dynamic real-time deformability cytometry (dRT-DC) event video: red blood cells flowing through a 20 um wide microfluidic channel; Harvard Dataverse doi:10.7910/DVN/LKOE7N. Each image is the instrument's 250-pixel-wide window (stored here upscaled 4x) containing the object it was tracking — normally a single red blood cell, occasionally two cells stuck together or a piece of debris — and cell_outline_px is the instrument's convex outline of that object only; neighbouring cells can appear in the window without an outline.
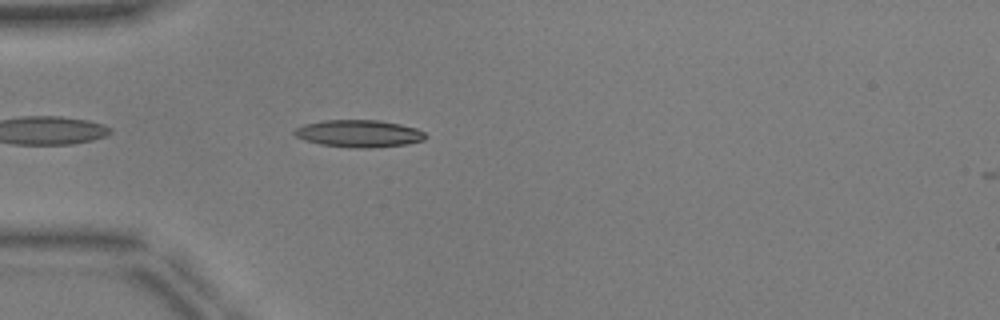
{"species": "common noctule bat (a hibernating species)", "species_latin": "Nyctalus noctula", "temperature_condition": "warm", "stored_images_in_passage": 36, "camera_frame_rate_fps": 3000, "um_per_image_px": 0.085, "animal": {"sex": "male", "body_mass_g": 17.9, "forearm_length_mm": 54.2}, "frame": {"image": 1, "passage_image": 4, "time_ms": 1.0, "image_size_px": [1000, 320], "cell_outline_px": [[428, 136], [424, 140], [408, 144], [368, 148], [352, 148], [320, 144], [304, 140], [296, 136], [292, 132], [296, 128], [304, 124], [324, 120], [380, 120], [400, 124], [416, 128], [424, 132]], "centroid_in_image_um": [30.52, 11.35], "position_along_channel_um": 54.5, "area_um2": 20.92}}
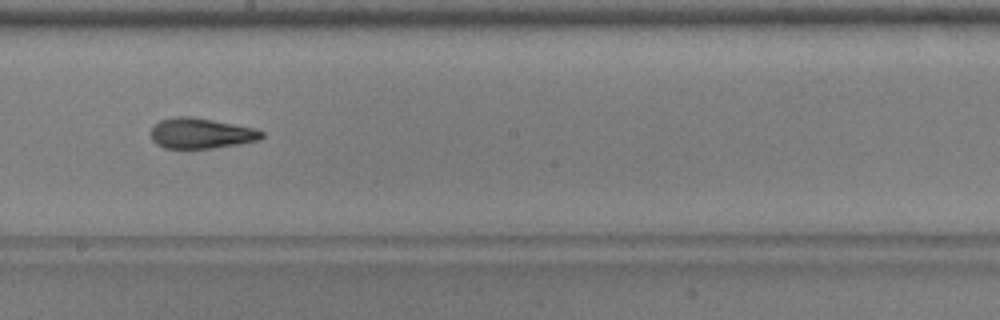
{"frame": {"image": 2, "passage_image": 18, "time_ms": 5.667, "image_size_px": [1000, 320], "cell_outline_px": [[264, 136], [260, 140], [240, 144], [212, 148], [164, 148], [156, 144], [152, 140], [152, 124], [160, 120], [176, 116], [188, 116], [212, 120], [256, 128], [264, 132]], "centroid_in_image_um": [17.1, 11.33], "position_along_channel_um": 231.1, "area_um2": 19.77}}
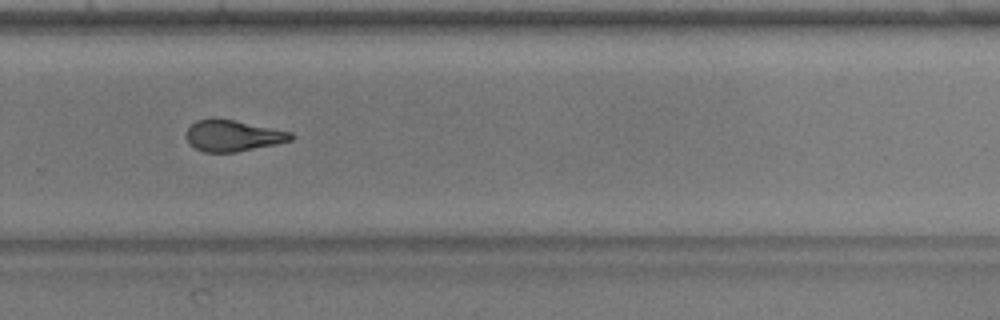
{"frame": {"image": 3, "passage_image": 24, "time_ms": 7.667, "image_size_px": [1000, 320], "cell_outline_px": [[292, 140], [276, 144], [236, 152], [204, 152], [196, 148], [188, 140], [188, 128], [196, 120], [232, 120], [292, 132]], "centroid_in_image_um": [19.83, 11.56], "position_along_channel_um": 310.0, "area_um2": 18.32}, "authors_computed_cell_mechanics": {"area_um2": 19.9699, "velocity_mm_per_s": 3.9658, "shape_relaxation_time_tau1_ms": 3.8034, "shape_relaxation_time_tau2_ms": 2.2032, "deformation_change_tau1": 0.1807, "deformation_change_tau2": 0.0974}}